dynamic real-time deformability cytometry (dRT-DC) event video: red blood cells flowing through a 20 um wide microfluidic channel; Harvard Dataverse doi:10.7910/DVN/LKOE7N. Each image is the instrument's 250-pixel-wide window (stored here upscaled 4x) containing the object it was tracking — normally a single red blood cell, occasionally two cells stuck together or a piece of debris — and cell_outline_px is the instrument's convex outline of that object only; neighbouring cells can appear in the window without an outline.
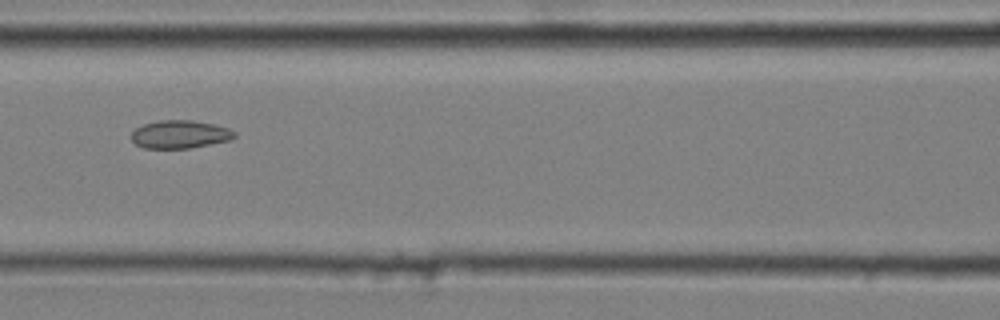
{"species": "common noctule bat (a hibernating species)", "species_latin": "Nyctalus noctula", "temperature_condition": "cold", "stored_images_in_passage": 4, "camera_frame_rate_fps": 3000, "um_per_image_px": 0.085, "animal": {"sex": "male", "body_mass_g": 20.4}, "frame": {"image": 1, "passage_image": 3, "time_ms": 0.667, "image_size_px": [1000, 320], "cell_outline_px": [[236, 136], [232, 140], [188, 148], [144, 148], [136, 144], [132, 140], [132, 132], [136, 128], [144, 124], [160, 120], [192, 120], [212, 124], [228, 128], [236, 132]], "centroid_in_image_um": [15.31, 11.42], "position_along_channel_um": 151.3, "area_um2": 16.76}}
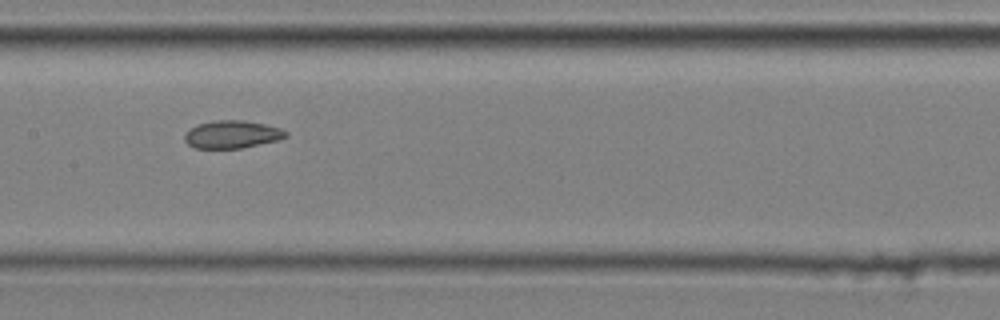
{"frame": {"image": 2, "passage_image": 4, "time_ms": 1.0, "image_size_px": [1000, 320], "cell_outline_px": [[288, 136], [276, 140], [240, 148], [192, 148], [184, 140], [184, 136], [196, 124], [216, 120], [244, 120], [264, 124], [280, 128], [288, 132]], "centroid_in_image_um": [19.71, 11.42], "position_along_channel_um": 187.7, "area_um2": 16.18}}